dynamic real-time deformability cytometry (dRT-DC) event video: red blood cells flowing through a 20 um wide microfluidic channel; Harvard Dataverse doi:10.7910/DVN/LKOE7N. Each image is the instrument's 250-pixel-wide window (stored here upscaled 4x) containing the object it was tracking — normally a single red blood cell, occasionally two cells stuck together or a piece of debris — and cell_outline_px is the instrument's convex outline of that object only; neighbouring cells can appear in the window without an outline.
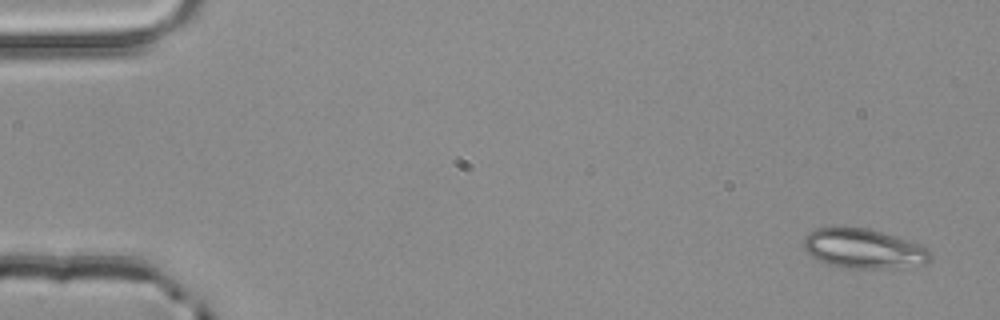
{"species": "common noctule bat (a hibernating species)", "species_latin": "Nyctalus noctula", "temperature_condition": "room temperature", "stored_images_in_passage": 5, "camera_frame_rate_fps": 3000, "um_per_image_px": 0.085, "animal": {"sex": "male", "body_mass_g": 20.4}, "frame": {"image": 1, "passage_image": 1, "time_ms": 0.0, "image_size_px": [1000, 320], "cell_outline_px": [[932, 260], [924, 264], [884, 268], [836, 268], [824, 264], [812, 256], [804, 248], [804, 236], [808, 232], [816, 228], [832, 224], [836, 224], [868, 228], [908, 240], [928, 248], [932, 252]], "centroid_in_image_um": [73.34, 21.1], "position_along_channel_um": 11.7, "area_um2": 30.11}}